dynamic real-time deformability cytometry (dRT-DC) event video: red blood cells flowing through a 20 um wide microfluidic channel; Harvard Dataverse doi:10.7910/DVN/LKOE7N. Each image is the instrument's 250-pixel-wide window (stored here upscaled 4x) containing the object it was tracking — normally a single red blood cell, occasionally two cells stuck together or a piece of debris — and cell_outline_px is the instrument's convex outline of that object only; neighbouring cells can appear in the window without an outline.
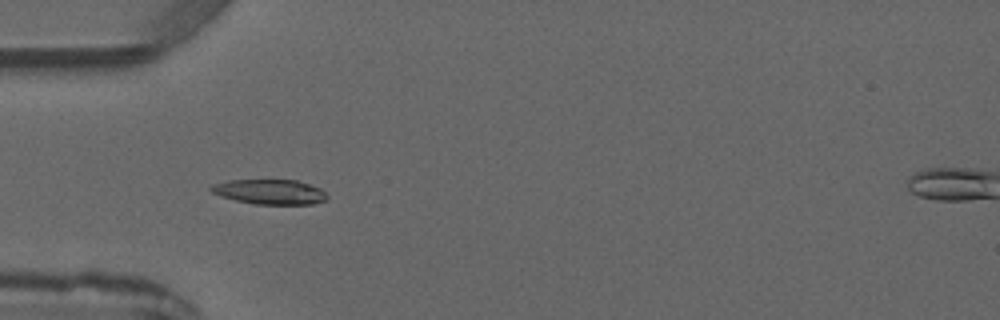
{"species": "common noctule bat (a hibernating species)", "species_latin": "Nyctalus noctula", "temperature_condition": "warm", "stored_images_in_passage": 4, "camera_frame_rate_fps": 3000, "um_per_image_px": 0.085, "animal": {"sex": "male", "forearm_length_mm": 52.5}, "frame": {"image": 1, "passage_image": 3, "time_ms": 3.333, "image_size_px": [1000, 320], "cell_outline_px": [[328, 200], [312, 204], [256, 204], [236, 200], [212, 192], [208, 188], [212, 184], [228, 180], [296, 180], [320, 188], [328, 196]], "centroid_in_image_um": [22.95, 16.3], "position_along_channel_um": 62.0, "area_um2": 16.7}}
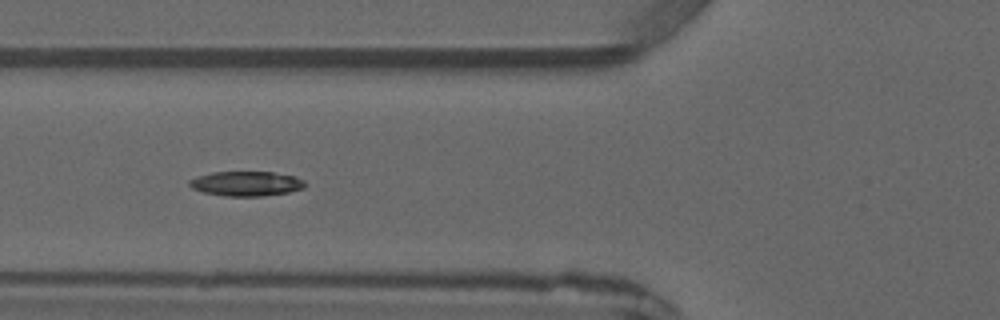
{"frame": {"image": 2, "passage_image": 4, "time_ms": 4.333, "image_size_px": [1000, 320], "cell_outline_px": [[304, 188], [288, 192], [260, 196], [224, 196], [204, 192], [192, 188], [188, 184], [188, 180], [196, 176], [212, 172], [272, 172], [296, 176], [304, 180]], "centroid_in_image_um": [20.9, 15.6], "position_along_channel_um": 104.9, "area_um2": 16.65}}